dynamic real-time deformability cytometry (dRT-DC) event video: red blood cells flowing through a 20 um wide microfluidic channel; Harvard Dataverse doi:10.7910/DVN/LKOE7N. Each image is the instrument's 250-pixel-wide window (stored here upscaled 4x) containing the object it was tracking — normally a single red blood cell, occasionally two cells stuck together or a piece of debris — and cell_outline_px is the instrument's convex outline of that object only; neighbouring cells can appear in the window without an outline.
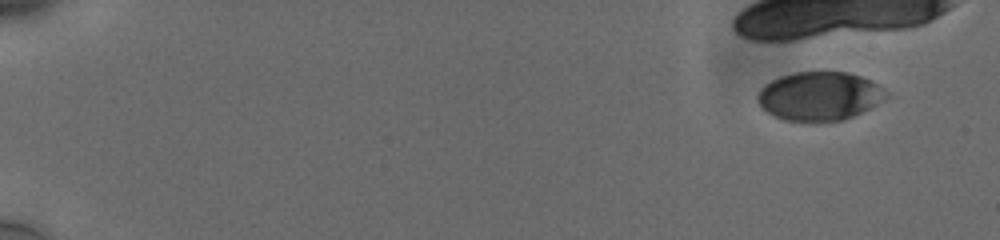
{"species": "human", "species_latin": "Homo sapiens", "temperature_condition": "cold", "stored_images_in_passage": 25, "camera_frame_rate_fps": 3000, "um_per_image_px": 0.085, "donor": {"sex": "male"}, "frame": {"image": 1, "passage_image": 1, "time_ms": 0.0, "image_size_px": [1000, 240], "cell_outline_px": [[888, 96], [876, 104], [844, 120], [828, 124], [808, 124], [784, 120], [772, 116], [756, 100], [756, 96], [760, 88], [764, 84], [780, 76], [796, 72], [848, 72], [872, 80], [884, 88], [888, 92]], "centroid_in_image_um": [69.63, 8.21], "position_along_channel_um": 15.4, "area_um2": 37.4}}